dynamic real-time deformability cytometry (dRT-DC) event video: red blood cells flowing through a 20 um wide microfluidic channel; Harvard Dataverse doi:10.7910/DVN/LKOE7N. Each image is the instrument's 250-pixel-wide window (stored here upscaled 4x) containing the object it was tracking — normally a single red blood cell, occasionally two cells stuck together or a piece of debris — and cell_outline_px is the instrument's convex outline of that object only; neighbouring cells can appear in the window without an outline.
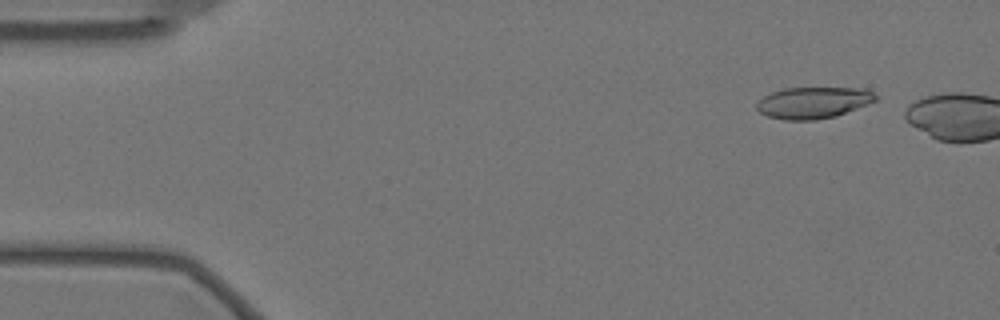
{"species": "Egyptian fruit bat (a non-hibernating species)", "species_latin": "Rousettus aegyptiacus", "temperature_condition": "warm", "stored_images_in_passage": 7, "camera_frame_rate_fps": 3000, "um_per_image_px": 0.085, "animal": {"sex": "female"}, "frame": {"image": 1, "passage_image": 5, "time_ms": 1.333, "image_size_px": [1000, 320], "cell_outline_px": [[876, 100], [836, 116], [816, 120], [784, 120], [768, 116], [760, 112], [756, 108], [756, 104], [764, 96], [772, 92], [784, 88], [864, 88], [872, 92], [876, 96]], "centroid_in_image_um": [69.1, 8.73], "position_along_channel_um": 15.9, "area_um2": 21.62}}